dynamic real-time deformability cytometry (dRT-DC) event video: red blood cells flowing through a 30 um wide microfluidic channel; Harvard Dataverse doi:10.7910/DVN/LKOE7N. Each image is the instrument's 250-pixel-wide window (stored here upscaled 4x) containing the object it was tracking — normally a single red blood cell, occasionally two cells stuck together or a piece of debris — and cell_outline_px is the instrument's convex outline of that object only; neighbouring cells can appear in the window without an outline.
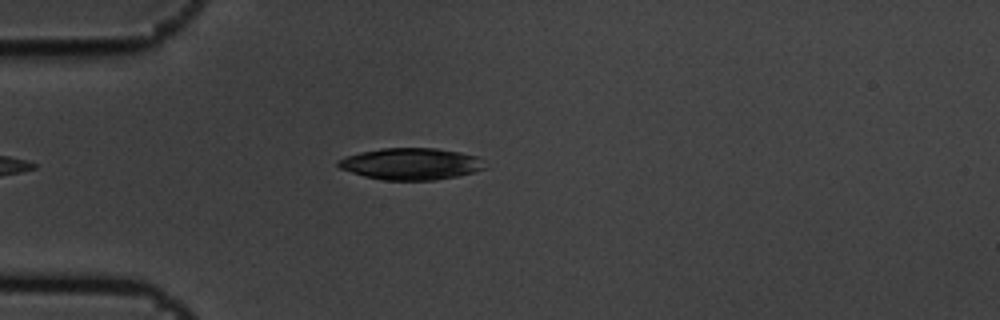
{"species": "common noctule bat (a hibernating species)", "species_latin": "Nyctalus noctula", "temperature_condition": "cold", "stored_images_in_passage": 3, "camera_frame_rate_fps": 3000, "um_per_image_px": 0.085, "animal": {"sex": "male", "body_mass_g": 19.5, "forearm_length_mm": 54.6}, "frame": {"image": 1, "passage_image": 3, "time_ms": 0.667, "image_size_px": [1000, 320], "cell_outline_px": [[488, 168], [456, 176], [432, 180], [384, 180], [364, 176], [340, 168], [336, 164], [336, 160], [344, 156], [360, 152], [380, 148], [436, 148], [460, 152], [476, 156]], "centroid_in_image_um": [34.89, 13.92], "position_along_channel_um": 50.1, "area_um2": 27.05}}